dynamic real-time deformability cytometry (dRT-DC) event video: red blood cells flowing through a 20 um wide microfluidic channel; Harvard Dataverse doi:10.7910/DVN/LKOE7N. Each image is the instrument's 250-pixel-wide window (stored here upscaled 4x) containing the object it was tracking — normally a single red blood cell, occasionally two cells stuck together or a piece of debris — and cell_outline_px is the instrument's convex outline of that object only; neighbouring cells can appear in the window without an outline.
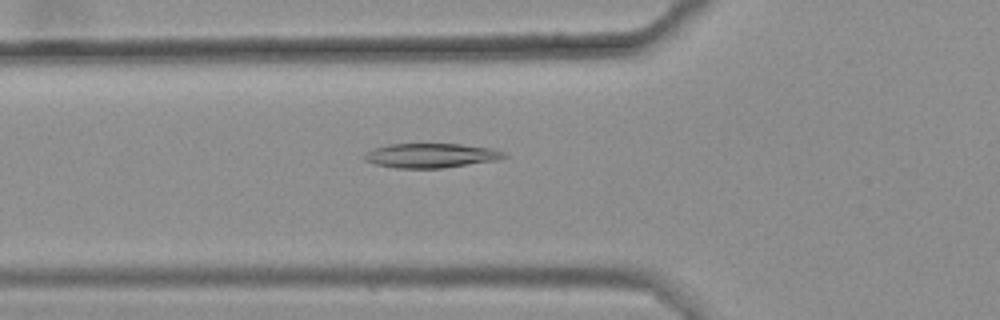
{"species": "common noctule bat (a hibernating species)", "species_latin": "Nyctalus noctula", "temperature_condition": "warm", "stored_images_in_passage": 45, "camera_frame_rate_fps": 3000, "um_per_image_px": 0.085, "animal": {"sex": "female", "body_mass_g": 25.1}, "frame": {"image": 1, "passage_image": 15, "time_ms": 4.667, "image_size_px": [1000, 320], "cell_outline_px": [[508, 156], [496, 160], [440, 168], [396, 168], [376, 164], [364, 160], [364, 156], [368, 152], [376, 148], [388, 144], [460, 144], [492, 148], [504, 152]], "centroid_in_image_um": [36.64, 13.22], "position_along_channel_um": 89.2, "area_um2": 19.59}}
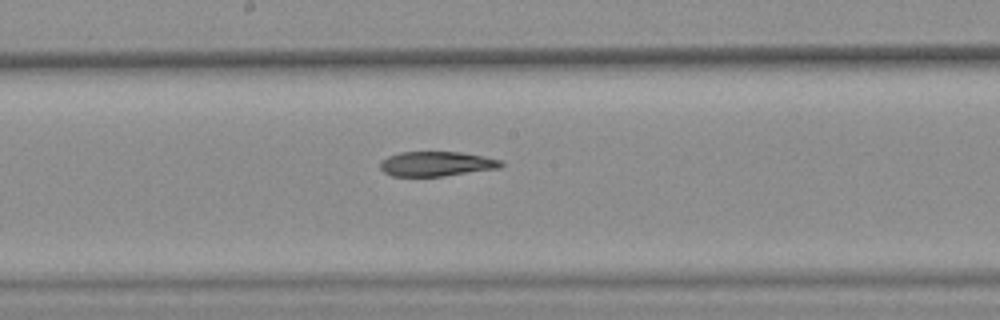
{"frame": {"image": 2, "passage_image": 25, "time_ms": 8.0, "image_size_px": [1000, 320], "cell_outline_px": [[504, 164], [500, 168], [444, 176], [392, 176], [384, 172], [380, 168], [380, 160], [388, 156], [400, 152], [460, 152], [484, 156], [500, 160]], "centroid_in_image_um": [37.08, 13.92], "position_along_channel_um": 211.1, "area_um2": 17.46}}
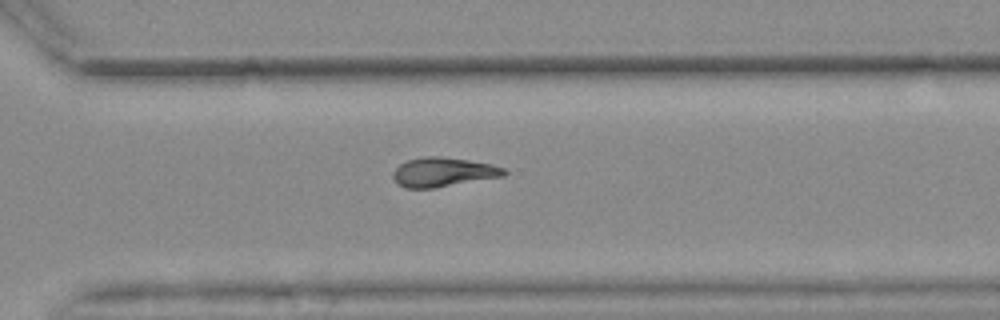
{"frame": {"image": 3, "passage_image": 35, "time_ms": 11.333, "image_size_px": [1000, 320], "cell_outline_px": [[508, 172], [504, 176], [432, 188], [404, 188], [396, 184], [392, 176], [392, 172], [400, 164], [408, 160], [428, 156], [440, 156], [468, 160], [492, 164], [504, 168]], "centroid_in_image_um": [37.65, 14.63], "position_along_channel_um": 333.0, "area_um2": 18.9}}